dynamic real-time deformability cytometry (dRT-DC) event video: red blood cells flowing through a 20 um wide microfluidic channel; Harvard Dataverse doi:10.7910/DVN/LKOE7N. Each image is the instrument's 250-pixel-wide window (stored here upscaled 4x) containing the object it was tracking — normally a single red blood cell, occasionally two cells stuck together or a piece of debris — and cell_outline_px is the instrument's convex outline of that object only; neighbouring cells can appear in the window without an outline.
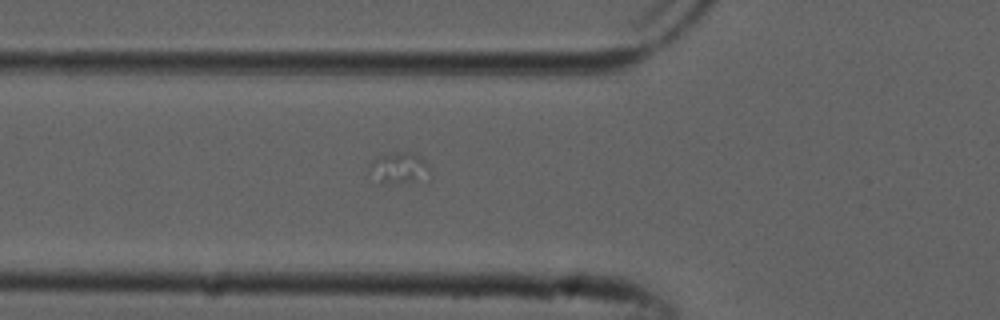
{"species": "common noctule bat (a hibernating species)", "species_latin": "Nyctalus noctula", "temperature_condition": "cold", "stored_images_in_passage": 20, "camera_frame_rate_fps": 3000, "um_per_image_px": 0.085, "animal": {"sex": "male", "forearm_length_mm": 52.5}, "frame": {"image": 1, "passage_image": 4, "time_ms": 1.0, "image_size_px": [1000, 320], "cell_outline_px": [[432, 176], [412, 180], [380, 184], [368, 172], [368, 164], [372, 160], [392, 152], [408, 152], [420, 156], [428, 164]], "centroid_in_image_um": [33.88, 14.27], "position_along_channel_um": 91.9, "area_um2": 10.92}}